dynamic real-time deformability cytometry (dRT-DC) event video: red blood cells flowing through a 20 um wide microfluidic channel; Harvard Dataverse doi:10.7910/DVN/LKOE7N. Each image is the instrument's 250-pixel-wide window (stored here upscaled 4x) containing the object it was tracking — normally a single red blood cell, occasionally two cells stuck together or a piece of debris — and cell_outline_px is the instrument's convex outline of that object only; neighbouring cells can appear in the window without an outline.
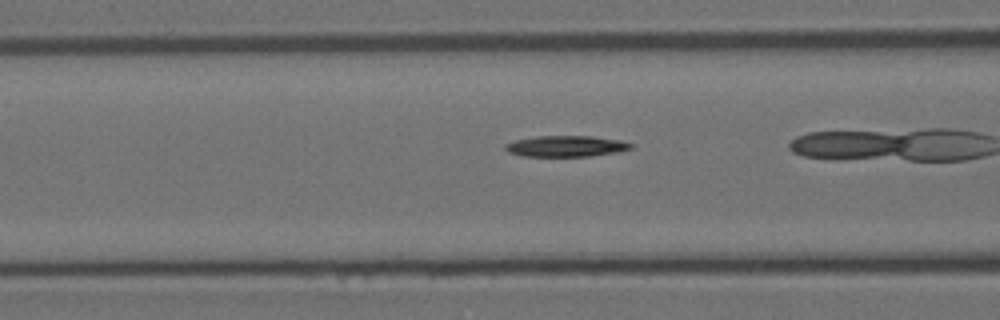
{"species": "Egyptian fruit bat (a non-hibernating species)", "species_latin": "Rousettus aegyptiacus", "temperature_condition": "room temperature", "stored_images_in_passage": 16, "camera_frame_rate_fps": 3000, "um_per_image_px": 0.085, "animal": {"sex": "female"}, "frame": {"image": 1, "passage_image": 13, "time_ms": 4.0, "image_size_px": [1000, 320], "cell_outline_px": [[632, 148], [620, 152], [588, 156], [520, 156], [508, 152], [504, 148], [504, 144], [516, 140], [536, 136], [592, 136], [620, 140], [632, 144]], "centroid_in_image_um": [48.1, 12.43], "position_along_channel_um": 118.5, "area_um2": 15.43}}